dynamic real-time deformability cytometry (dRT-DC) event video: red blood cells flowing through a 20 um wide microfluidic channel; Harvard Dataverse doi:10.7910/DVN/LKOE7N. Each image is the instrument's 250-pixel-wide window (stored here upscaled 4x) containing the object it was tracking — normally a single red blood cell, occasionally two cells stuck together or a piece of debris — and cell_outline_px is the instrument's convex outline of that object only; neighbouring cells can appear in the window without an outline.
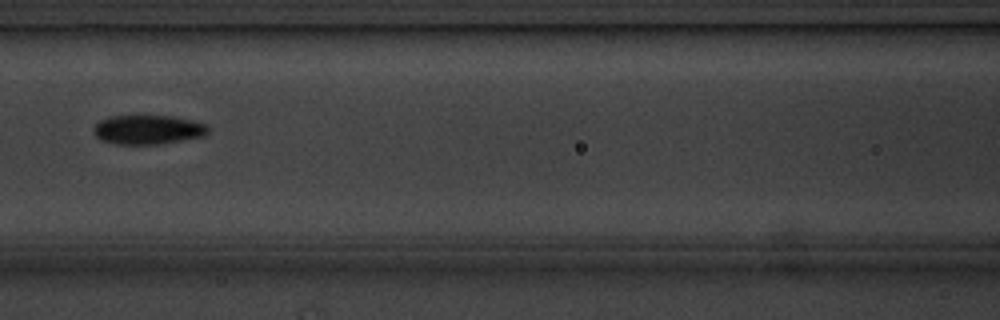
{"species": "common noctule bat (a hibernating species)", "species_latin": "Nyctalus noctula", "temperature_condition": "cold", "stored_images_in_passage": 15, "camera_frame_rate_fps": 3000, "um_per_image_px": 0.085, "animal": {"sex": "male", "body_mass_g": 20.1, "forearm_length_mm": 53.5}, "frame": {"image": 1, "passage_image": 7, "time_ms": 7.333, "image_size_px": [1000, 320], "cell_outline_px": [[208, 132], [204, 136], [160, 144], [116, 144], [100, 140], [92, 132], [96, 124], [100, 120], [112, 116], [176, 116], [208, 124]], "centroid_in_image_um": [12.59, 11.02], "position_along_channel_um": 154.0, "area_um2": 19.59}}
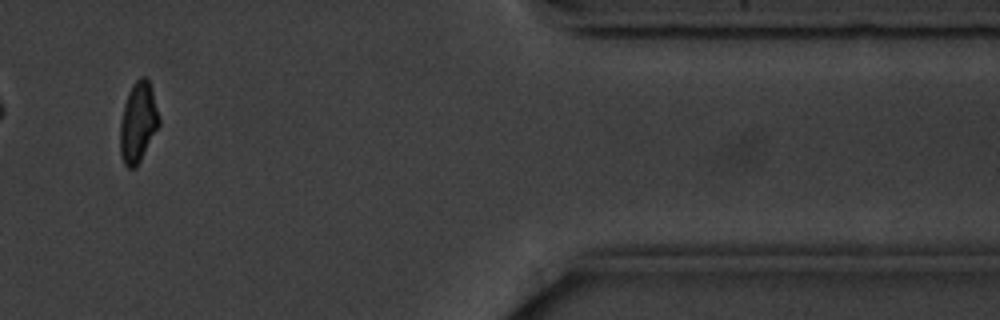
{"frame": {"image": 2, "passage_image": 13, "time_ms": 15.333, "image_size_px": [1000, 320], "cell_outline_px": [[160, 124], [136, 168], [128, 168], [124, 164], [120, 156], [120, 120], [124, 104], [128, 92], [132, 84], [140, 76], [148, 76], [152, 88], [160, 116]], "centroid_in_image_um": [11.74, 10.36], "position_along_channel_um": 399.7, "area_um2": 18.55}, "authors_computed_cell_mechanics": {"area_um2": 18.9006, "velocity_mm_per_s": 3.532, "shape_relaxation_time_tau1_ms": 3.7919, "shape_relaxation_time_tau2_ms": null, "deformation_change_tau1": 0.1745, "deformation_change_tau2": null}}